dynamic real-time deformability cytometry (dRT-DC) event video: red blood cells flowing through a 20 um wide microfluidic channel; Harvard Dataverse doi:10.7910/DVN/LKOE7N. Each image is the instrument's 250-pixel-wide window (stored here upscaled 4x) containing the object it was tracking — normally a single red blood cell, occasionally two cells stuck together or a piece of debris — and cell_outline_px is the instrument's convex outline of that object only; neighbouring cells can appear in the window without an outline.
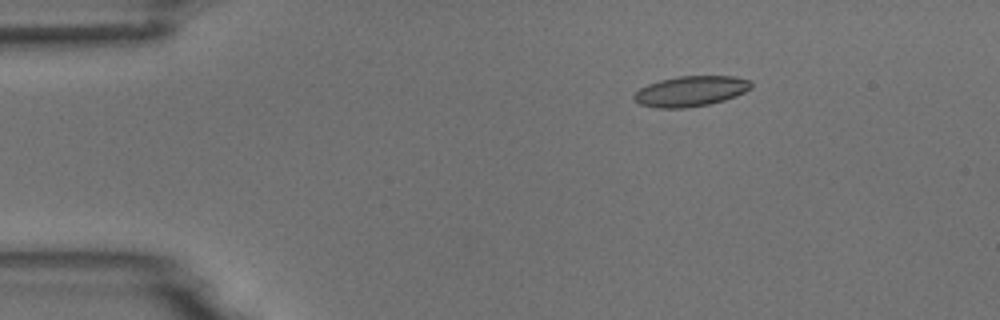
{"species": "common noctule bat (a hibernating species)", "species_latin": "Nyctalus noctula", "temperature_condition": "room temperature", "stored_images_in_passage": 3, "camera_frame_rate_fps": 3000, "um_per_image_px": 0.085, "animal": {"sex": "male", "body_mass_g": 18.8}, "frame": {"image": 1, "passage_image": 1, "time_ms": 0.0, "image_size_px": [1000, 320], "cell_outline_px": [[752, 88], [736, 96], [724, 100], [708, 104], [688, 108], [656, 108], [640, 104], [632, 96], [640, 88], [648, 84], [660, 80], [676, 76], [736, 76], [752, 80]], "centroid_in_image_um": [58.74, 7.74], "position_along_channel_um": 26.3, "area_um2": 20.87}}